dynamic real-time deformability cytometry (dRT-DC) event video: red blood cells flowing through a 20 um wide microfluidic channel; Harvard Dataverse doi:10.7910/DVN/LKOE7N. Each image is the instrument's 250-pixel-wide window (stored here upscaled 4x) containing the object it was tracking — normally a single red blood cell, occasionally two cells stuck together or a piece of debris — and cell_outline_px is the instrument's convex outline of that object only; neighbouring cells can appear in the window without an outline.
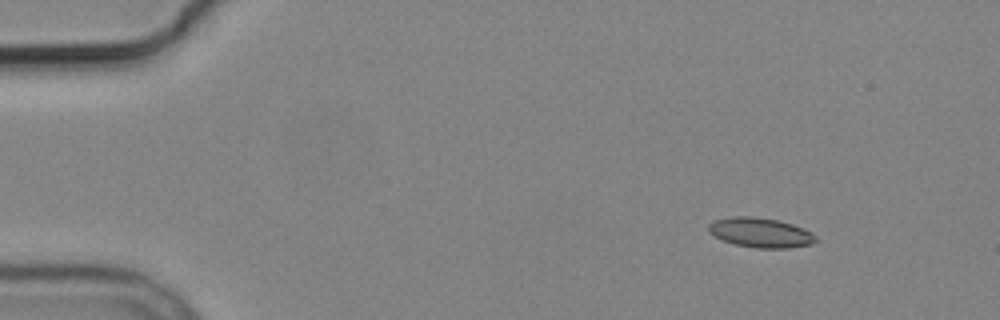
{"species": "common noctule bat (a hibernating species)", "species_latin": "Nyctalus noctula", "temperature_condition": "cold", "stored_images_in_passage": 5, "camera_frame_rate_fps": 3000, "um_per_image_px": 0.085, "animal": {"sex": "male", "body_mass_g": 19.2, "forearm_length_mm": 51.8}, "frame": {"image": 1, "passage_image": 2, "time_ms": 1.333, "image_size_px": [1000, 320], "cell_outline_px": [[820, 240], [812, 244], [788, 248], [756, 248], [736, 244], [724, 240], [708, 232], [708, 224], [712, 220], [732, 216], [752, 216], [776, 220], [792, 224], [804, 228], [812, 232]], "centroid_in_image_um": [64.67, 19.77], "position_along_channel_um": 20.3, "area_um2": 18.67}}
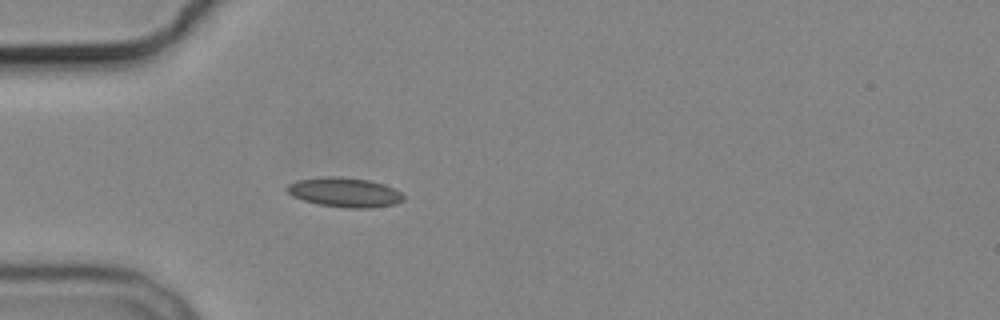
{"frame": {"image": 2, "passage_image": 5, "time_ms": 4.667, "image_size_px": [1000, 320], "cell_outline_px": [[404, 200], [396, 204], [372, 208], [348, 208], [316, 204], [292, 196], [284, 188], [288, 184], [296, 180], [324, 176], [336, 176], [368, 180], [384, 184], [400, 192], [404, 196]], "centroid_in_image_um": [29.27, 16.35], "position_along_channel_um": 55.7, "area_um2": 20.17}}